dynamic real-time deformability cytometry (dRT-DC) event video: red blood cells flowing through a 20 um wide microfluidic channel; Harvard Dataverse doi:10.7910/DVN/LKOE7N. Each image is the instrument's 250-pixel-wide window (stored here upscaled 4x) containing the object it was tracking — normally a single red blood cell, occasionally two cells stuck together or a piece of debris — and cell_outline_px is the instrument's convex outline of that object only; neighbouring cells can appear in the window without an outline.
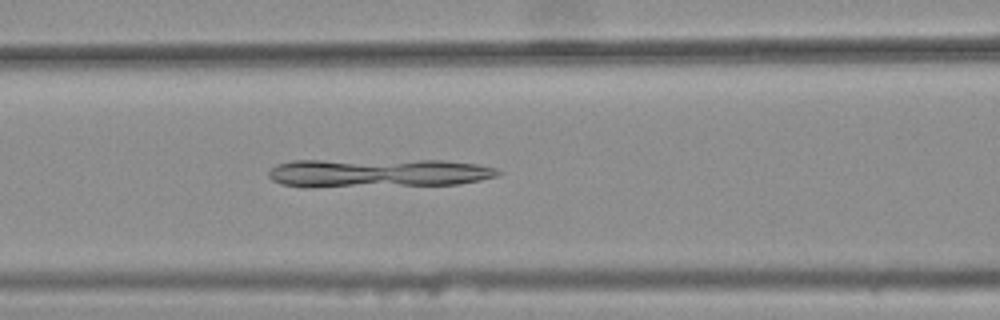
{"species": "common noctule bat (a hibernating species)", "species_latin": "Nyctalus noctula", "temperature_condition": "warm", "stored_images_in_passage": 36, "camera_frame_rate_fps": 3000, "um_per_image_px": 0.085, "animal": {"sex": "female", "body_mass_g": 25.1}, "frame": {"image": 1, "passage_image": 16, "time_ms": 5.0, "image_size_px": [1000, 320], "cell_outline_px": [[504, 172], [500, 176], [480, 180], [456, 184], [312, 188], [304, 188], [280, 184], [272, 180], [268, 176], [268, 172], [276, 164], [292, 160], [444, 160], [476, 164], [496, 168]], "centroid_in_image_um": [32.08, 14.71], "position_along_channel_um": 134.5, "area_um2": 39.19}}
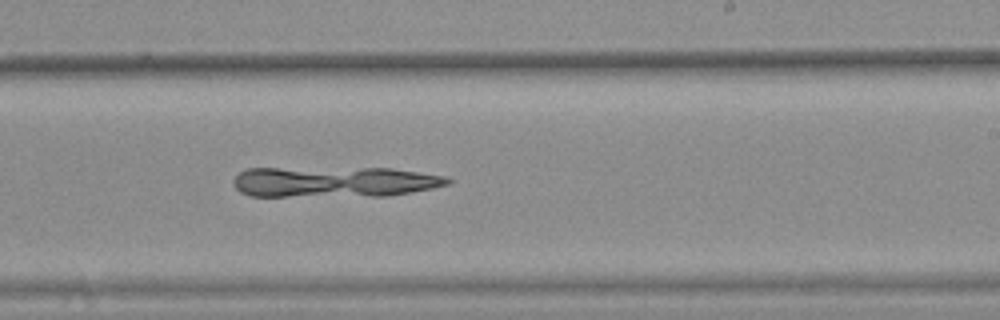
{"frame": {"image": 2, "passage_image": 26, "time_ms": 8.333, "image_size_px": [1000, 320], "cell_outline_px": [[452, 180], [448, 184], [432, 188], [412, 192], [388, 196], [248, 196], [240, 192], [232, 184], [232, 180], [240, 172], [248, 168], [392, 168], [444, 176]], "centroid_in_image_um": [28.37, 15.46], "position_along_channel_um": 260.6, "area_um2": 38.49}}
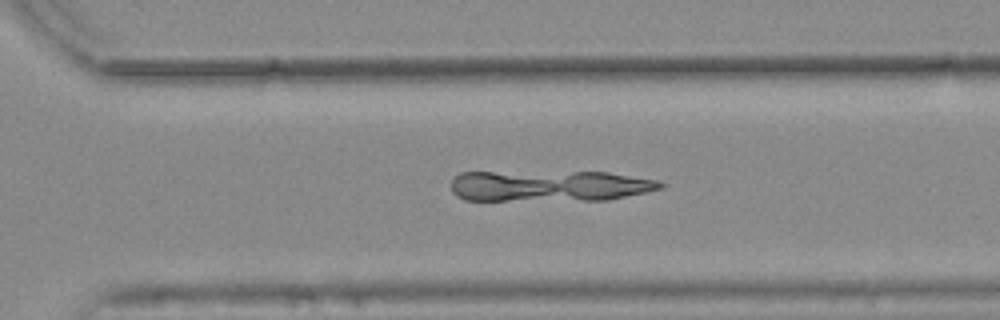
{"frame": {"image": 3, "passage_image": 31, "time_ms": 10.0, "image_size_px": [1000, 320], "cell_outline_px": [[668, 184], [664, 188], [608, 200], [464, 200], [456, 196], [452, 192], [452, 180], [460, 172], [608, 172], [656, 180]], "centroid_in_image_um": [46.72, 15.8], "position_along_channel_um": 323.9, "area_um2": 38.09}}